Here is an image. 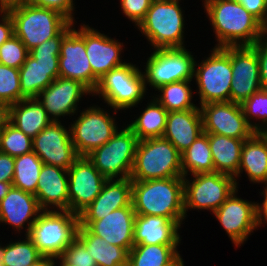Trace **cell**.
Wrapping results in <instances>:
<instances>
[{
	"label": "cell",
	"mask_w": 267,
	"mask_h": 266,
	"mask_svg": "<svg viewBox=\"0 0 267 266\" xmlns=\"http://www.w3.org/2000/svg\"><path fill=\"white\" fill-rule=\"evenodd\" d=\"M204 7L219 42L216 48L253 46L267 32L236 0H205Z\"/></svg>",
	"instance_id": "6da1fadb"
},
{
	"label": "cell",
	"mask_w": 267,
	"mask_h": 266,
	"mask_svg": "<svg viewBox=\"0 0 267 266\" xmlns=\"http://www.w3.org/2000/svg\"><path fill=\"white\" fill-rule=\"evenodd\" d=\"M42 211L34 194L11 187L0 201V223L9 224L20 231L28 222L25 234L27 236Z\"/></svg>",
	"instance_id": "cb8c5ba5"
},
{
	"label": "cell",
	"mask_w": 267,
	"mask_h": 266,
	"mask_svg": "<svg viewBox=\"0 0 267 266\" xmlns=\"http://www.w3.org/2000/svg\"><path fill=\"white\" fill-rule=\"evenodd\" d=\"M146 86L143 72L135 65L125 63L100 78L93 95H101L117 113L116 109L123 110L138 104L144 97Z\"/></svg>",
	"instance_id": "ba28073f"
},
{
	"label": "cell",
	"mask_w": 267,
	"mask_h": 266,
	"mask_svg": "<svg viewBox=\"0 0 267 266\" xmlns=\"http://www.w3.org/2000/svg\"><path fill=\"white\" fill-rule=\"evenodd\" d=\"M59 258L68 266H97L96 260L77 237L66 247Z\"/></svg>",
	"instance_id": "b9f144b4"
},
{
	"label": "cell",
	"mask_w": 267,
	"mask_h": 266,
	"mask_svg": "<svg viewBox=\"0 0 267 266\" xmlns=\"http://www.w3.org/2000/svg\"><path fill=\"white\" fill-rule=\"evenodd\" d=\"M42 160L34 151L14 157L12 187L36 194Z\"/></svg>",
	"instance_id": "e575fe53"
},
{
	"label": "cell",
	"mask_w": 267,
	"mask_h": 266,
	"mask_svg": "<svg viewBox=\"0 0 267 266\" xmlns=\"http://www.w3.org/2000/svg\"><path fill=\"white\" fill-rule=\"evenodd\" d=\"M69 211L79 215L100 194L107 180L87 158L79 156L68 169Z\"/></svg>",
	"instance_id": "e0dca14e"
},
{
	"label": "cell",
	"mask_w": 267,
	"mask_h": 266,
	"mask_svg": "<svg viewBox=\"0 0 267 266\" xmlns=\"http://www.w3.org/2000/svg\"><path fill=\"white\" fill-rule=\"evenodd\" d=\"M232 76L231 57L223 48H213L200 65L195 61L193 77L199 88V104L230 101Z\"/></svg>",
	"instance_id": "30bf717a"
},
{
	"label": "cell",
	"mask_w": 267,
	"mask_h": 266,
	"mask_svg": "<svg viewBox=\"0 0 267 266\" xmlns=\"http://www.w3.org/2000/svg\"><path fill=\"white\" fill-rule=\"evenodd\" d=\"M223 49L231 57L233 76L230 101L241 105L253 93L262 89L258 55L253 46H227Z\"/></svg>",
	"instance_id": "5bb4252c"
},
{
	"label": "cell",
	"mask_w": 267,
	"mask_h": 266,
	"mask_svg": "<svg viewBox=\"0 0 267 266\" xmlns=\"http://www.w3.org/2000/svg\"><path fill=\"white\" fill-rule=\"evenodd\" d=\"M235 190L229 198L213 212L229 238L238 247L257 228L256 203L236 196Z\"/></svg>",
	"instance_id": "d6986e66"
},
{
	"label": "cell",
	"mask_w": 267,
	"mask_h": 266,
	"mask_svg": "<svg viewBox=\"0 0 267 266\" xmlns=\"http://www.w3.org/2000/svg\"><path fill=\"white\" fill-rule=\"evenodd\" d=\"M118 131L103 146L87 155L106 179H126L132 173L139 140L128 125Z\"/></svg>",
	"instance_id": "9c48e42d"
},
{
	"label": "cell",
	"mask_w": 267,
	"mask_h": 266,
	"mask_svg": "<svg viewBox=\"0 0 267 266\" xmlns=\"http://www.w3.org/2000/svg\"><path fill=\"white\" fill-rule=\"evenodd\" d=\"M215 172L235 177L241 160V150L246 139L208 133Z\"/></svg>",
	"instance_id": "f546056e"
},
{
	"label": "cell",
	"mask_w": 267,
	"mask_h": 266,
	"mask_svg": "<svg viewBox=\"0 0 267 266\" xmlns=\"http://www.w3.org/2000/svg\"><path fill=\"white\" fill-rule=\"evenodd\" d=\"M96 260L97 266H128L129 251L108 244L101 237L92 234L86 227H78L76 236Z\"/></svg>",
	"instance_id": "4dcf8cb0"
},
{
	"label": "cell",
	"mask_w": 267,
	"mask_h": 266,
	"mask_svg": "<svg viewBox=\"0 0 267 266\" xmlns=\"http://www.w3.org/2000/svg\"><path fill=\"white\" fill-rule=\"evenodd\" d=\"M135 217L133 206H126L110 212L101 220H79V227H86L108 244L130 251L134 246Z\"/></svg>",
	"instance_id": "ffe728a7"
},
{
	"label": "cell",
	"mask_w": 267,
	"mask_h": 266,
	"mask_svg": "<svg viewBox=\"0 0 267 266\" xmlns=\"http://www.w3.org/2000/svg\"><path fill=\"white\" fill-rule=\"evenodd\" d=\"M121 44L94 28L85 25L86 55L92 68L93 75L99 80L111 69L124 65L121 61Z\"/></svg>",
	"instance_id": "7402d4cb"
},
{
	"label": "cell",
	"mask_w": 267,
	"mask_h": 266,
	"mask_svg": "<svg viewBox=\"0 0 267 266\" xmlns=\"http://www.w3.org/2000/svg\"><path fill=\"white\" fill-rule=\"evenodd\" d=\"M73 2V0H28L27 4L31 6L54 9L66 16L71 22H74L72 11L75 9V7L73 6Z\"/></svg>",
	"instance_id": "ee69618b"
},
{
	"label": "cell",
	"mask_w": 267,
	"mask_h": 266,
	"mask_svg": "<svg viewBox=\"0 0 267 266\" xmlns=\"http://www.w3.org/2000/svg\"><path fill=\"white\" fill-rule=\"evenodd\" d=\"M7 115L4 110H0V137L2 133V129L4 127V123L7 121Z\"/></svg>",
	"instance_id": "db71d44e"
},
{
	"label": "cell",
	"mask_w": 267,
	"mask_h": 266,
	"mask_svg": "<svg viewBox=\"0 0 267 266\" xmlns=\"http://www.w3.org/2000/svg\"><path fill=\"white\" fill-rule=\"evenodd\" d=\"M241 107L247 122L256 132L267 130V89L262 88L260 91L253 93L241 104ZM254 117L255 119H262V123L260 125L252 123L250 120Z\"/></svg>",
	"instance_id": "ab89813d"
},
{
	"label": "cell",
	"mask_w": 267,
	"mask_h": 266,
	"mask_svg": "<svg viewBox=\"0 0 267 266\" xmlns=\"http://www.w3.org/2000/svg\"><path fill=\"white\" fill-rule=\"evenodd\" d=\"M3 13V14H2ZM0 46L14 35L13 20L9 12H0Z\"/></svg>",
	"instance_id": "c3c4849f"
},
{
	"label": "cell",
	"mask_w": 267,
	"mask_h": 266,
	"mask_svg": "<svg viewBox=\"0 0 267 266\" xmlns=\"http://www.w3.org/2000/svg\"><path fill=\"white\" fill-rule=\"evenodd\" d=\"M70 22L57 36L46 40L29 51L19 68L21 100L36 98L59 77V55L63 38L72 30Z\"/></svg>",
	"instance_id": "3957f363"
},
{
	"label": "cell",
	"mask_w": 267,
	"mask_h": 266,
	"mask_svg": "<svg viewBox=\"0 0 267 266\" xmlns=\"http://www.w3.org/2000/svg\"><path fill=\"white\" fill-rule=\"evenodd\" d=\"M32 140L7 120L0 137V152L12 157L29 153L33 151Z\"/></svg>",
	"instance_id": "8d00e7d4"
},
{
	"label": "cell",
	"mask_w": 267,
	"mask_h": 266,
	"mask_svg": "<svg viewBox=\"0 0 267 266\" xmlns=\"http://www.w3.org/2000/svg\"><path fill=\"white\" fill-rule=\"evenodd\" d=\"M69 131L61 122L52 121L32 140L33 151L43 164L68 170L79 157Z\"/></svg>",
	"instance_id": "ac0fdd59"
},
{
	"label": "cell",
	"mask_w": 267,
	"mask_h": 266,
	"mask_svg": "<svg viewBox=\"0 0 267 266\" xmlns=\"http://www.w3.org/2000/svg\"><path fill=\"white\" fill-rule=\"evenodd\" d=\"M181 159L183 177H186L188 172L192 175L215 172L208 133L203 132L199 135L190 147L181 154Z\"/></svg>",
	"instance_id": "836d02e7"
},
{
	"label": "cell",
	"mask_w": 267,
	"mask_h": 266,
	"mask_svg": "<svg viewBox=\"0 0 267 266\" xmlns=\"http://www.w3.org/2000/svg\"><path fill=\"white\" fill-rule=\"evenodd\" d=\"M243 170L253 183H264L267 186V136L263 132H255L246 139L241 150L238 177Z\"/></svg>",
	"instance_id": "f1b7e54d"
},
{
	"label": "cell",
	"mask_w": 267,
	"mask_h": 266,
	"mask_svg": "<svg viewBox=\"0 0 267 266\" xmlns=\"http://www.w3.org/2000/svg\"><path fill=\"white\" fill-rule=\"evenodd\" d=\"M78 227V215L69 210H43L27 236L43 256L59 258L76 238Z\"/></svg>",
	"instance_id": "8992f818"
},
{
	"label": "cell",
	"mask_w": 267,
	"mask_h": 266,
	"mask_svg": "<svg viewBox=\"0 0 267 266\" xmlns=\"http://www.w3.org/2000/svg\"><path fill=\"white\" fill-rule=\"evenodd\" d=\"M85 94L93 93L79 81L58 77L36 98L47 111L49 118L58 122V117L76 113L77 102Z\"/></svg>",
	"instance_id": "44dd1931"
},
{
	"label": "cell",
	"mask_w": 267,
	"mask_h": 266,
	"mask_svg": "<svg viewBox=\"0 0 267 266\" xmlns=\"http://www.w3.org/2000/svg\"><path fill=\"white\" fill-rule=\"evenodd\" d=\"M267 28V0H236Z\"/></svg>",
	"instance_id": "bcb514c9"
},
{
	"label": "cell",
	"mask_w": 267,
	"mask_h": 266,
	"mask_svg": "<svg viewBox=\"0 0 267 266\" xmlns=\"http://www.w3.org/2000/svg\"><path fill=\"white\" fill-rule=\"evenodd\" d=\"M14 177V157L0 152V182H12Z\"/></svg>",
	"instance_id": "7dc6e473"
},
{
	"label": "cell",
	"mask_w": 267,
	"mask_h": 266,
	"mask_svg": "<svg viewBox=\"0 0 267 266\" xmlns=\"http://www.w3.org/2000/svg\"><path fill=\"white\" fill-rule=\"evenodd\" d=\"M73 28L62 40L59 55V77L84 84L92 93L99 80L93 75L85 48V24Z\"/></svg>",
	"instance_id": "2e32d148"
},
{
	"label": "cell",
	"mask_w": 267,
	"mask_h": 266,
	"mask_svg": "<svg viewBox=\"0 0 267 266\" xmlns=\"http://www.w3.org/2000/svg\"><path fill=\"white\" fill-rule=\"evenodd\" d=\"M178 244L134 245L128 266H170L179 257Z\"/></svg>",
	"instance_id": "d6a6232c"
},
{
	"label": "cell",
	"mask_w": 267,
	"mask_h": 266,
	"mask_svg": "<svg viewBox=\"0 0 267 266\" xmlns=\"http://www.w3.org/2000/svg\"><path fill=\"white\" fill-rule=\"evenodd\" d=\"M152 0H121V8L130 21L139 25L146 17Z\"/></svg>",
	"instance_id": "7bdbcfd3"
},
{
	"label": "cell",
	"mask_w": 267,
	"mask_h": 266,
	"mask_svg": "<svg viewBox=\"0 0 267 266\" xmlns=\"http://www.w3.org/2000/svg\"><path fill=\"white\" fill-rule=\"evenodd\" d=\"M261 195H263L264 201L259 205L256 202V221H257V227L261 226L262 220H265L264 222L267 223V186L264 188V190L261 192ZM264 217V218H263Z\"/></svg>",
	"instance_id": "681fc988"
},
{
	"label": "cell",
	"mask_w": 267,
	"mask_h": 266,
	"mask_svg": "<svg viewBox=\"0 0 267 266\" xmlns=\"http://www.w3.org/2000/svg\"><path fill=\"white\" fill-rule=\"evenodd\" d=\"M4 256H5V247H1L0 245V266H6L4 264Z\"/></svg>",
	"instance_id": "11a10c76"
},
{
	"label": "cell",
	"mask_w": 267,
	"mask_h": 266,
	"mask_svg": "<svg viewBox=\"0 0 267 266\" xmlns=\"http://www.w3.org/2000/svg\"><path fill=\"white\" fill-rule=\"evenodd\" d=\"M190 182L184 181V211L207 209L214 212L237 190V180L229 175L213 172L194 174Z\"/></svg>",
	"instance_id": "8fae6325"
},
{
	"label": "cell",
	"mask_w": 267,
	"mask_h": 266,
	"mask_svg": "<svg viewBox=\"0 0 267 266\" xmlns=\"http://www.w3.org/2000/svg\"><path fill=\"white\" fill-rule=\"evenodd\" d=\"M17 36L30 51L37 45L57 36L71 21L60 12L31 5L8 11Z\"/></svg>",
	"instance_id": "52a82bcc"
},
{
	"label": "cell",
	"mask_w": 267,
	"mask_h": 266,
	"mask_svg": "<svg viewBox=\"0 0 267 266\" xmlns=\"http://www.w3.org/2000/svg\"><path fill=\"white\" fill-rule=\"evenodd\" d=\"M52 257L43 256L40 260L29 266H51Z\"/></svg>",
	"instance_id": "f5cc1de1"
},
{
	"label": "cell",
	"mask_w": 267,
	"mask_h": 266,
	"mask_svg": "<svg viewBox=\"0 0 267 266\" xmlns=\"http://www.w3.org/2000/svg\"><path fill=\"white\" fill-rule=\"evenodd\" d=\"M138 29L154 49L185 48L184 17L179 0H152Z\"/></svg>",
	"instance_id": "5b68a950"
},
{
	"label": "cell",
	"mask_w": 267,
	"mask_h": 266,
	"mask_svg": "<svg viewBox=\"0 0 267 266\" xmlns=\"http://www.w3.org/2000/svg\"><path fill=\"white\" fill-rule=\"evenodd\" d=\"M168 111L154 98L143 113L128 126L138 140L161 138L166 129Z\"/></svg>",
	"instance_id": "1f68e13d"
},
{
	"label": "cell",
	"mask_w": 267,
	"mask_h": 266,
	"mask_svg": "<svg viewBox=\"0 0 267 266\" xmlns=\"http://www.w3.org/2000/svg\"><path fill=\"white\" fill-rule=\"evenodd\" d=\"M170 266H184V262L181 256Z\"/></svg>",
	"instance_id": "9f6ffc18"
},
{
	"label": "cell",
	"mask_w": 267,
	"mask_h": 266,
	"mask_svg": "<svg viewBox=\"0 0 267 266\" xmlns=\"http://www.w3.org/2000/svg\"><path fill=\"white\" fill-rule=\"evenodd\" d=\"M113 116L100 107L92 106L83 111L71 125L70 135L78 156H87L103 146L118 131Z\"/></svg>",
	"instance_id": "4fadbf2b"
},
{
	"label": "cell",
	"mask_w": 267,
	"mask_h": 266,
	"mask_svg": "<svg viewBox=\"0 0 267 266\" xmlns=\"http://www.w3.org/2000/svg\"><path fill=\"white\" fill-rule=\"evenodd\" d=\"M263 133L267 136V130L263 131Z\"/></svg>",
	"instance_id": "680465c9"
},
{
	"label": "cell",
	"mask_w": 267,
	"mask_h": 266,
	"mask_svg": "<svg viewBox=\"0 0 267 266\" xmlns=\"http://www.w3.org/2000/svg\"><path fill=\"white\" fill-rule=\"evenodd\" d=\"M28 0H0V12H8L11 9L27 5Z\"/></svg>",
	"instance_id": "f907efd6"
},
{
	"label": "cell",
	"mask_w": 267,
	"mask_h": 266,
	"mask_svg": "<svg viewBox=\"0 0 267 266\" xmlns=\"http://www.w3.org/2000/svg\"><path fill=\"white\" fill-rule=\"evenodd\" d=\"M195 60L185 48L155 49L146 63L145 84L158 89L163 85L192 80Z\"/></svg>",
	"instance_id": "7c38bea8"
},
{
	"label": "cell",
	"mask_w": 267,
	"mask_h": 266,
	"mask_svg": "<svg viewBox=\"0 0 267 266\" xmlns=\"http://www.w3.org/2000/svg\"><path fill=\"white\" fill-rule=\"evenodd\" d=\"M131 203L136 215L163 216L181 225L185 219L183 177L132 181Z\"/></svg>",
	"instance_id": "7a4b0ae2"
},
{
	"label": "cell",
	"mask_w": 267,
	"mask_h": 266,
	"mask_svg": "<svg viewBox=\"0 0 267 266\" xmlns=\"http://www.w3.org/2000/svg\"><path fill=\"white\" fill-rule=\"evenodd\" d=\"M192 80H184L166 84L158 88L161 95L155 99L168 111H185L189 109H196L197 106L191 101L192 90L190 82Z\"/></svg>",
	"instance_id": "d590c367"
},
{
	"label": "cell",
	"mask_w": 267,
	"mask_h": 266,
	"mask_svg": "<svg viewBox=\"0 0 267 266\" xmlns=\"http://www.w3.org/2000/svg\"><path fill=\"white\" fill-rule=\"evenodd\" d=\"M203 133L201 110L168 112L163 138L170 141L182 154Z\"/></svg>",
	"instance_id": "4316f807"
},
{
	"label": "cell",
	"mask_w": 267,
	"mask_h": 266,
	"mask_svg": "<svg viewBox=\"0 0 267 266\" xmlns=\"http://www.w3.org/2000/svg\"><path fill=\"white\" fill-rule=\"evenodd\" d=\"M68 170L43 164L37 185L36 198L42 210H69ZM49 207V208H48Z\"/></svg>",
	"instance_id": "d4e9b609"
},
{
	"label": "cell",
	"mask_w": 267,
	"mask_h": 266,
	"mask_svg": "<svg viewBox=\"0 0 267 266\" xmlns=\"http://www.w3.org/2000/svg\"><path fill=\"white\" fill-rule=\"evenodd\" d=\"M200 107L205 133L248 139L256 132L247 122L240 104L212 102Z\"/></svg>",
	"instance_id": "9a60e30c"
},
{
	"label": "cell",
	"mask_w": 267,
	"mask_h": 266,
	"mask_svg": "<svg viewBox=\"0 0 267 266\" xmlns=\"http://www.w3.org/2000/svg\"><path fill=\"white\" fill-rule=\"evenodd\" d=\"M29 50L15 35L0 46V64L19 69L26 61Z\"/></svg>",
	"instance_id": "60d3db41"
},
{
	"label": "cell",
	"mask_w": 267,
	"mask_h": 266,
	"mask_svg": "<svg viewBox=\"0 0 267 266\" xmlns=\"http://www.w3.org/2000/svg\"><path fill=\"white\" fill-rule=\"evenodd\" d=\"M11 187L12 182H0V201L6 196Z\"/></svg>",
	"instance_id": "816d5d0a"
},
{
	"label": "cell",
	"mask_w": 267,
	"mask_h": 266,
	"mask_svg": "<svg viewBox=\"0 0 267 266\" xmlns=\"http://www.w3.org/2000/svg\"><path fill=\"white\" fill-rule=\"evenodd\" d=\"M4 111L8 121L32 139L52 122L37 98H25Z\"/></svg>",
	"instance_id": "83f0119b"
},
{
	"label": "cell",
	"mask_w": 267,
	"mask_h": 266,
	"mask_svg": "<svg viewBox=\"0 0 267 266\" xmlns=\"http://www.w3.org/2000/svg\"><path fill=\"white\" fill-rule=\"evenodd\" d=\"M21 101L19 69L0 64V110Z\"/></svg>",
	"instance_id": "f35d334b"
},
{
	"label": "cell",
	"mask_w": 267,
	"mask_h": 266,
	"mask_svg": "<svg viewBox=\"0 0 267 266\" xmlns=\"http://www.w3.org/2000/svg\"><path fill=\"white\" fill-rule=\"evenodd\" d=\"M25 239L27 240L5 246L4 264L6 266H29L43 257L32 240L28 236Z\"/></svg>",
	"instance_id": "74e56055"
},
{
	"label": "cell",
	"mask_w": 267,
	"mask_h": 266,
	"mask_svg": "<svg viewBox=\"0 0 267 266\" xmlns=\"http://www.w3.org/2000/svg\"><path fill=\"white\" fill-rule=\"evenodd\" d=\"M183 177L181 153L168 140L150 138L138 142L130 179L148 181Z\"/></svg>",
	"instance_id": "277c9868"
},
{
	"label": "cell",
	"mask_w": 267,
	"mask_h": 266,
	"mask_svg": "<svg viewBox=\"0 0 267 266\" xmlns=\"http://www.w3.org/2000/svg\"><path fill=\"white\" fill-rule=\"evenodd\" d=\"M180 226L178 222L163 216L136 215L134 245L180 244Z\"/></svg>",
	"instance_id": "484cf974"
},
{
	"label": "cell",
	"mask_w": 267,
	"mask_h": 266,
	"mask_svg": "<svg viewBox=\"0 0 267 266\" xmlns=\"http://www.w3.org/2000/svg\"><path fill=\"white\" fill-rule=\"evenodd\" d=\"M54 259H59L61 262H60V266H68L65 262H63L60 258H52V262H51V266H55V263L54 262L55 260Z\"/></svg>",
	"instance_id": "6f0895ef"
},
{
	"label": "cell",
	"mask_w": 267,
	"mask_h": 266,
	"mask_svg": "<svg viewBox=\"0 0 267 266\" xmlns=\"http://www.w3.org/2000/svg\"><path fill=\"white\" fill-rule=\"evenodd\" d=\"M132 180L107 179L100 194L79 215V220H101L105 215L126 206H132Z\"/></svg>",
	"instance_id": "603a6c76"
},
{
	"label": "cell",
	"mask_w": 267,
	"mask_h": 266,
	"mask_svg": "<svg viewBox=\"0 0 267 266\" xmlns=\"http://www.w3.org/2000/svg\"><path fill=\"white\" fill-rule=\"evenodd\" d=\"M267 32L253 45L259 60L260 83L267 89Z\"/></svg>",
	"instance_id": "f6af8a7d"
}]
</instances>
